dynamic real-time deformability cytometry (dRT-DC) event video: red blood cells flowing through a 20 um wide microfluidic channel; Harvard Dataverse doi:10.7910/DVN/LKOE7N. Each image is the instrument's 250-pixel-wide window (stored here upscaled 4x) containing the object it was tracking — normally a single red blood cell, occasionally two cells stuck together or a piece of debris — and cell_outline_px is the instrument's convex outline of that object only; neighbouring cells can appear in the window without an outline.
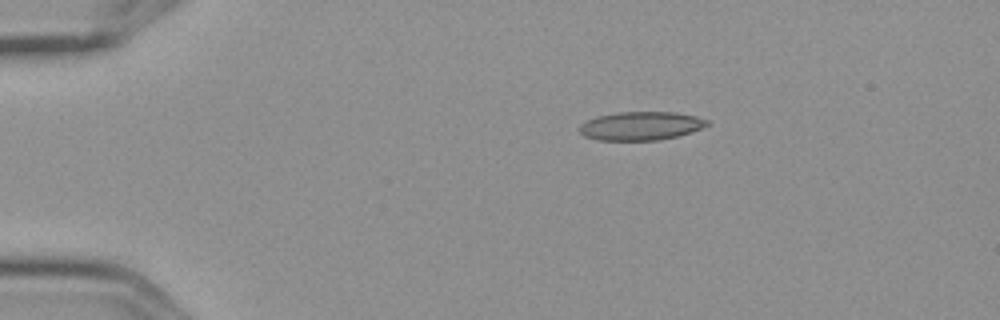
{"species": "Egyptian fruit bat (a non-hibernating species)", "species_latin": "Rousettus aegyptiacus", "temperature_condition": "cold", "stored_images_in_passage": 8, "camera_frame_rate_fps": 3000, "um_per_image_px": 0.085, "frame": {"image": 1, "passage_image": 3, "time_ms": 0.667, "image_size_px": [1000, 320], "cell_outline_px": [[708, 124], [692, 132], [676, 136], [656, 140], [596, 140], [584, 136], [580, 132], [580, 124], [596, 116], [616, 112], [676, 112], [696, 116], [708, 120]], "centroid_in_image_um": [54.45, 10.69], "position_along_channel_um": 30.6, "area_um2": 21.15}}
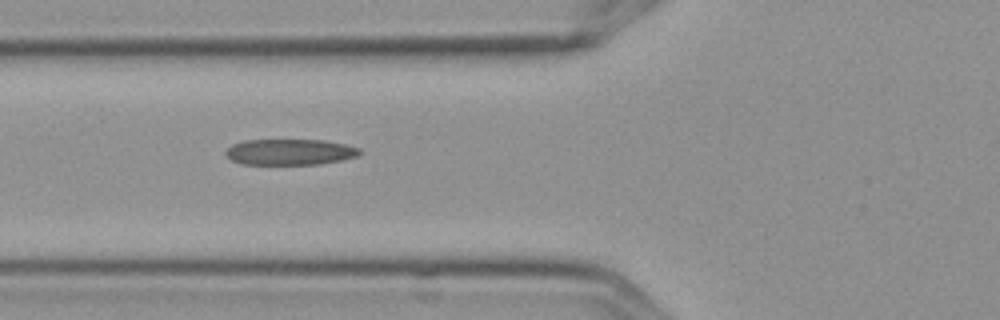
{"frame": {"image": 2, "passage_image": 6, "time_ms": 1.667, "image_size_px": [1000, 320], "cell_outline_px": [[360, 152], [356, 156], [340, 160], [320, 164], [244, 164], [232, 160], [224, 152], [232, 144], [244, 140], [324, 140], [344, 144], [360, 148]], "centroid_in_image_um": [24.62, 12.91], "position_along_channel_um": 101.2, "area_um2": 20.06}}
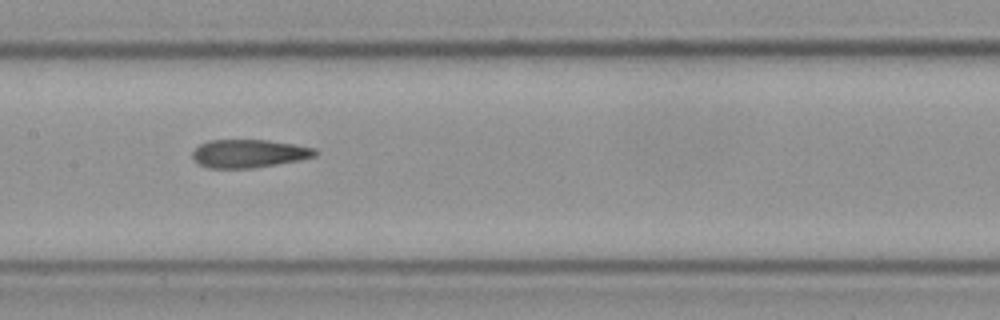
{"frame": {"image": 3, "passage_image": 8, "time_ms": 2.333, "image_size_px": [1000, 320], "cell_outline_px": [[316, 156], [300, 160], [252, 168], [208, 168], [200, 164], [192, 156], [192, 152], [200, 144], [208, 140], [268, 140], [296, 144], [316, 148]], "centroid_in_image_um": [21.18, 13.04], "position_along_channel_um": 186.2, "area_um2": 20.11}}